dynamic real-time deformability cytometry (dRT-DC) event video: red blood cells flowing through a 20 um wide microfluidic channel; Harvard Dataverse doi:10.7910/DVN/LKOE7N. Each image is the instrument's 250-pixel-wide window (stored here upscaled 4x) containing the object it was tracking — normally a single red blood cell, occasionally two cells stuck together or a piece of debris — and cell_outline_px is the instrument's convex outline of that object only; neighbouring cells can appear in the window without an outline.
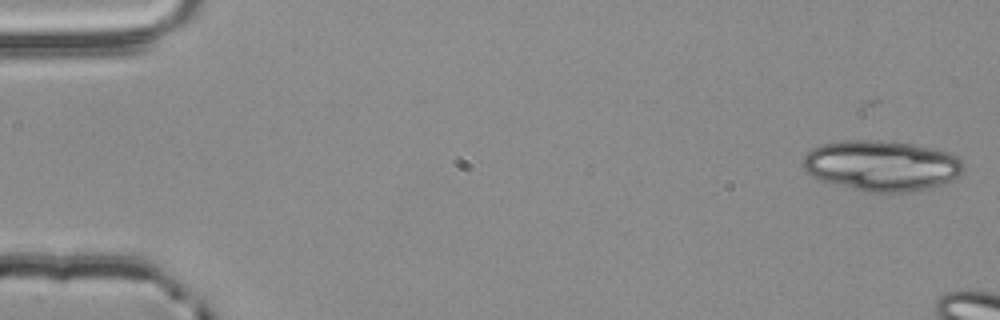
{"species": "common noctule bat (a hibernating species)", "species_latin": "Nyctalus noctula", "temperature_condition": "room temperature", "stored_images_in_passage": 4, "camera_frame_rate_fps": 3000, "um_per_image_px": 0.085, "animal": {"sex": "male", "body_mass_g": 20.4}, "frame": {"image": 1, "passage_image": 1, "time_ms": 0.0, "image_size_px": [1000, 320], "cell_outline_px": [[964, 168], [956, 176], [940, 184], [908, 192], [868, 192], [824, 180], [812, 176], [804, 168], [804, 156], [812, 148], [820, 144], [840, 140], [880, 140], [912, 144], [948, 152], [956, 156], [960, 160]], "centroid_in_image_um": [74.9, 14.05], "position_along_channel_um": 10.1, "area_um2": 46.47}}